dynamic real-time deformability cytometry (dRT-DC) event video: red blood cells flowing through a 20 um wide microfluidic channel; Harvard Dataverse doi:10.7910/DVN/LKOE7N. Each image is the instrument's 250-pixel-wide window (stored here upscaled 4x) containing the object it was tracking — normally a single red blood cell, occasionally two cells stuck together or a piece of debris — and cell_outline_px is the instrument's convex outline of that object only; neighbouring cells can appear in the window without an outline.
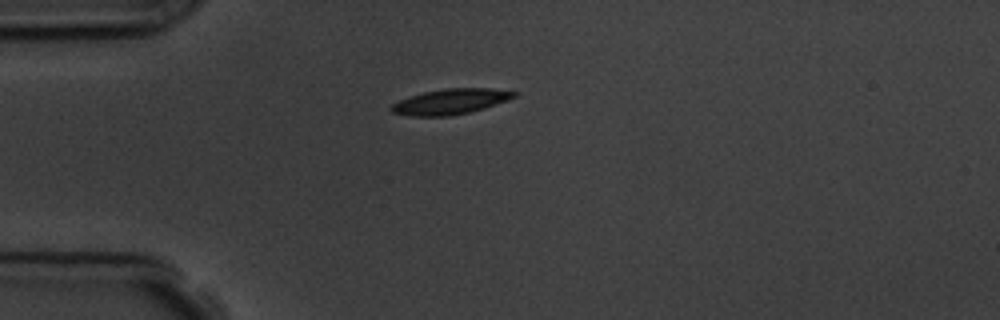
{"species": "common noctule bat (a hibernating species)", "species_latin": "Nyctalus noctula", "temperature_condition": "room temperature", "stored_images_in_passage": 1, "camera_frame_rate_fps": 3000, "um_per_image_px": 0.085, "animal": {"sex": "male", "body_mass_g": 19.5, "forearm_length_mm": 54.6}, "frame": {"image": 1, "passage_image": 1, "time_ms": 0.0, "image_size_px": [1000, 320], "cell_outline_px": [[516, 96], [508, 100], [484, 108], [468, 112], [448, 116], [412, 116], [392, 112], [388, 108], [392, 104], [408, 96], [424, 92], [444, 88], [488, 88], [516, 92]], "centroid_in_image_um": [38.25, 8.63], "position_along_channel_um": 46.7, "area_um2": 18.03}}